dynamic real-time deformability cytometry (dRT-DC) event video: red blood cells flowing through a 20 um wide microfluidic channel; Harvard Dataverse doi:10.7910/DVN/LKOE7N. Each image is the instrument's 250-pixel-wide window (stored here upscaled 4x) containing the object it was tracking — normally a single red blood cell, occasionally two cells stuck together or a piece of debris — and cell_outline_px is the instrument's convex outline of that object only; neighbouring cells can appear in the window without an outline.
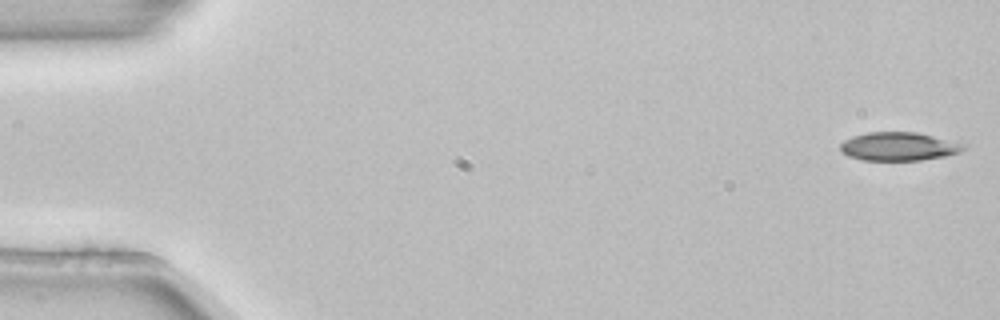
{"species": "common noctule bat (a hibernating species)", "species_latin": "Nyctalus noctula", "temperature_condition": "room temperature", "stored_images_in_passage": 4, "camera_frame_rate_fps": 3000, "um_per_image_px": 0.085, "animal": {"sex": "female", "body_mass_g": 22.7, "forearm_length_mm": 54.2}, "frame": {"image": 1, "passage_image": 1, "time_ms": 0.0, "image_size_px": [1000, 320], "cell_outline_px": [[968, 144], [960, 152], [944, 156], [920, 160], [860, 160], [848, 156], [840, 152], [840, 144], [844, 140], [852, 136], [868, 132], [916, 132]], "centroid_in_image_um": [76.37, 12.45], "position_along_channel_um": 8.6, "area_um2": 20.52}}
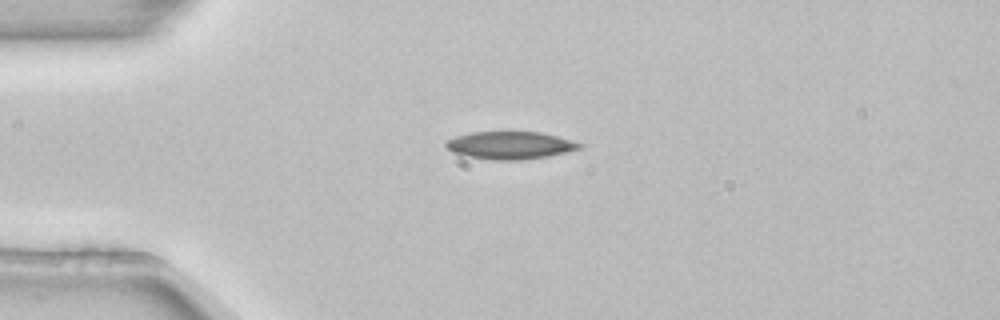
{"frame": {"image": 2, "passage_image": 4, "time_ms": 1.0, "image_size_px": [1000, 320], "cell_outline_px": [[584, 144], [580, 148], [548, 156], [524, 160], [492, 160], [464, 156], [452, 152], [444, 144], [444, 140], [468, 132], [540, 132], [572, 140]], "centroid_in_image_um": [43.3, 12.35], "position_along_channel_um": 41.7, "area_um2": 21.62}}